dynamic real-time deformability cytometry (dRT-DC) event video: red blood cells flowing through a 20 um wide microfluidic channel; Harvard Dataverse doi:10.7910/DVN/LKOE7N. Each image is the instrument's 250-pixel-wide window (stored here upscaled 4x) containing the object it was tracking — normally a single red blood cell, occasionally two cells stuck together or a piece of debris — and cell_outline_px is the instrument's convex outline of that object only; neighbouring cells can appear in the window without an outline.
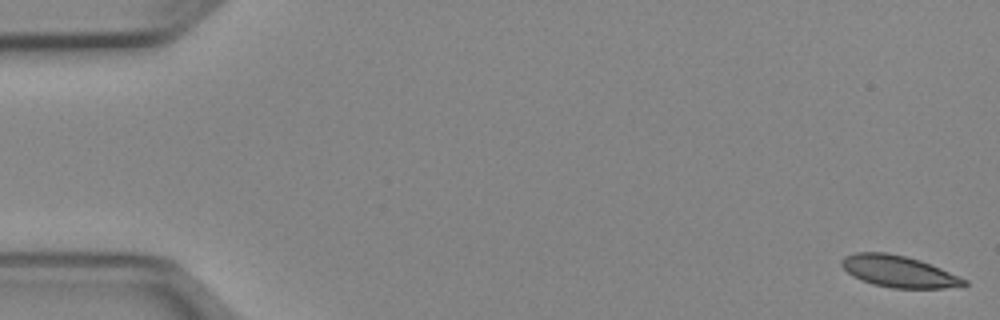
{"species": "Egyptian fruit bat (a non-hibernating species)", "species_latin": "Rousettus aegyptiacus", "temperature_condition": "cold", "stored_images_in_passage": 51, "camera_frame_rate_fps": 3000, "um_per_image_px": 0.085, "animal": {"sex": "female"}, "frame": {"image": 1, "passage_image": 1, "time_ms": 0.0, "image_size_px": [1000, 320], "cell_outline_px": [[968, 284], [964, 288], [892, 288], [872, 284], [852, 276], [840, 264], [840, 260], [844, 256], [856, 252], [888, 252], [920, 260], [940, 268], [968, 280]], "centroid_in_image_um": [76.41, 23.08], "position_along_channel_um": 8.6, "area_um2": 22.77}}
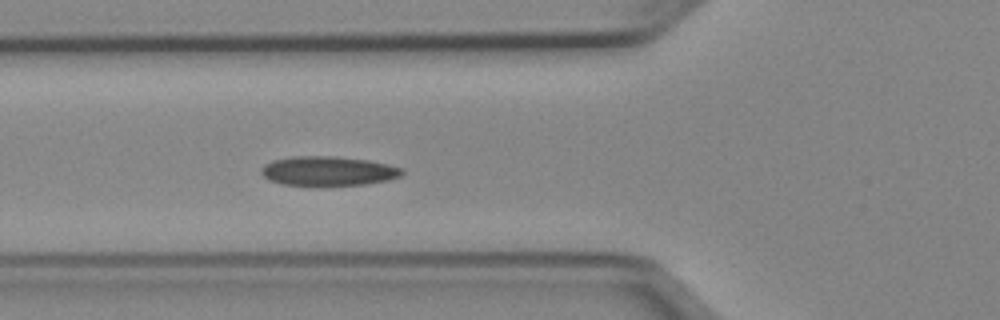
{"frame": {"image": 2, "passage_image": 19, "time_ms": 6.0, "image_size_px": [1000, 320], "cell_outline_px": [[404, 172], [400, 176], [388, 180], [364, 184], [328, 188], [280, 184], [268, 180], [260, 172], [264, 164], [272, 160], [292, 156], [336, 156], [368, 160], [388, 164], [404, 168]], "centroid_in_image_um": [27.87, 14.57], "position_along_channel_um": 97.9, "area_um2": 25.09}}
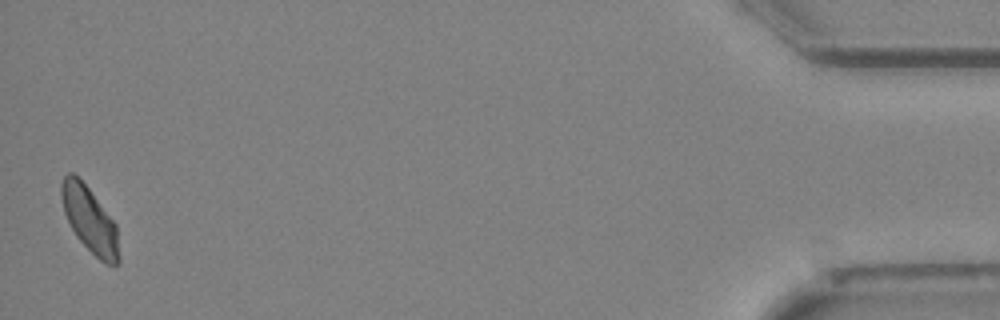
{"frame": {"image": 3, "passage_image": 51, "time_ms": 16.667, "image_size_px": [1000, 320], "cell_outline_px": [[120, 264], [108, 264], [100, 260], [76, 236], [64, 212], [60, 196], [60, 184], [64, 176], [68, 172], [72, 172], [88, 188], [116, 224], [120, 256]], "centroid_in_image_um": [7.62, 18.68], "position_along_channel_um": 427.6, "area_um2": 21.73}, "authors_computed_cell_mechanics": {"area_um2": 23.2356, "velocity_mm_per_s": 3.9287, "shape_relaxation_time_tau1_ms": 6.2712, "shape_relaxation_time_tau2_ms": 9.2274, "deformation_change_tau1": 0.1143, "deformation_change_tau2": 0.1386}}